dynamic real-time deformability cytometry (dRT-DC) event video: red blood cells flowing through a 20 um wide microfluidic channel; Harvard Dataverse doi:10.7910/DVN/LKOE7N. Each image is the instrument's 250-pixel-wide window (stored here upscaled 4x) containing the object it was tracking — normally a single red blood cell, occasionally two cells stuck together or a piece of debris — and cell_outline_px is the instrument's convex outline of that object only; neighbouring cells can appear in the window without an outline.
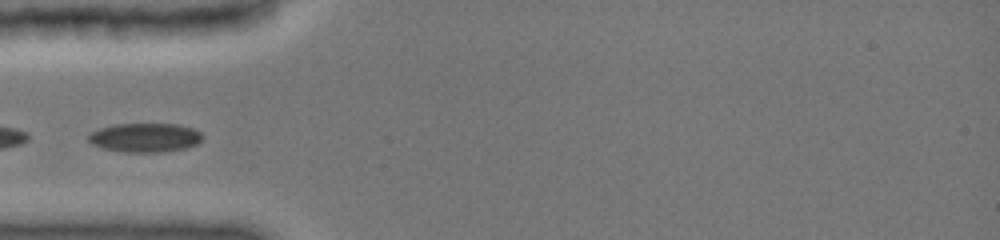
{"species": "common noctule bat (a hibernating species)", "species_latin": "Nyctalus noctula", "temperature_condition": "cold", "stored_images_in_passage": 25, "camera_frame_rate_fps": 3000, "um_per_image_px": 0.085, "animal": {"sex": "female", "body_mass_g": 19.0, "forearm_length_mm": 51.5}, "frame": {"image": 1, "passage_image": 1, "time_ms": 0.0, "image_size_px": [1000, 240], "cell_outline_px": [[204, 136], [196, 144], [184, 148], [160, 152], [124, 152], [104, 148], [92, 144], [88, 140], [88, 136], [92, 132], [100, 128], [112, 124], [180, 124], [192, 128], [200, 132]], "centroid_in_image_um": [12.32, 11.68], "position_along_channel_um": 72.7, "area_um2": 19.19}}
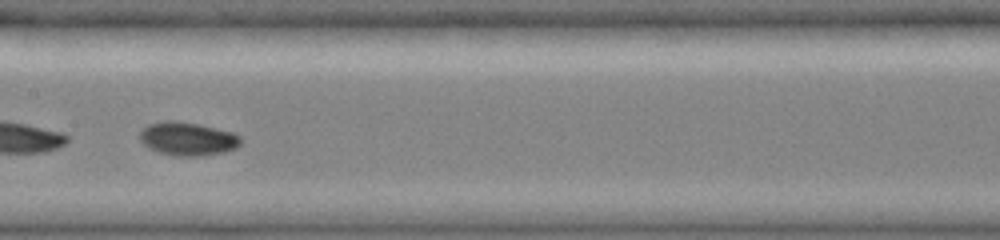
{"frame": {"image": 2, "passage_image": 8, "time_ms": 3.0, "image_size_px": [1000, 240], "cell_outline_px": [[240, 144], [236, 148], [224, 152], [200, 156], [172, 156], [148, 148], [140, 140], [140, 132], [148, 124], [164, 120], [176, 120], [200, 124], [232, 132], [240, 136]], "centroid_in_image_um": [15.94, 11.79], "position_along_channel_um": 191.5, "area_um2": 19.77}}